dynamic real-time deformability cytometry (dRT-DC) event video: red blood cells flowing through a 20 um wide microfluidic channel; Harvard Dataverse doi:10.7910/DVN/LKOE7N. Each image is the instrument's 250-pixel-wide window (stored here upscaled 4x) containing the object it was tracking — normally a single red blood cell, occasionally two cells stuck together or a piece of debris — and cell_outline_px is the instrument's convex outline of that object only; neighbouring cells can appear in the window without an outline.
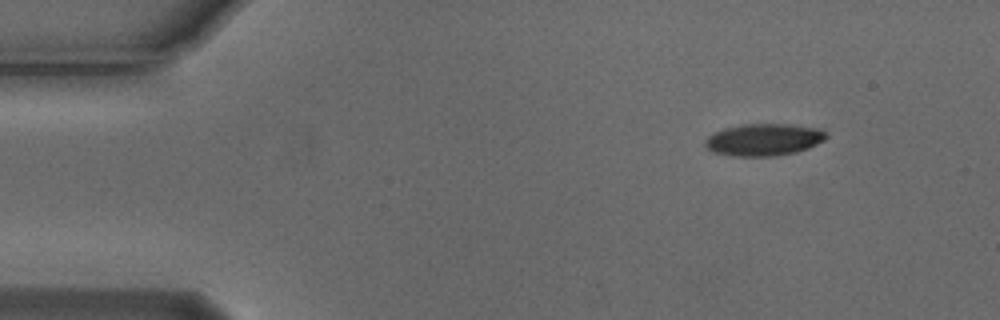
{"species": "Egyptian fruit bat (a non-hibernating species)", "species_latin": "Rousettus aegyptiacus", "temperature_condition": "cold", "stored_images_in_passage": 5, "camera_frame_rate_fps": 3000, "um_per_image_px": 0.085, "animal": {"sex": "male"}, "frame": {"image": 1, "passage_image": 5, "time_ms": 1.333, "image_size_px": [1000, 320], "cell_outline_px": [[828, 136], [824, 140], [808, 148], [796, 152], [776, 156], [732, 156], [712, 152], [704, 144], [704, 140], [708, 136], [724, 128], [744, 124], [788, 124], [820, 128]], "centroid_in_image_um": [64.91, 11.87], "position_along_channel_um": 20.1, "area_um2": 22.66}}